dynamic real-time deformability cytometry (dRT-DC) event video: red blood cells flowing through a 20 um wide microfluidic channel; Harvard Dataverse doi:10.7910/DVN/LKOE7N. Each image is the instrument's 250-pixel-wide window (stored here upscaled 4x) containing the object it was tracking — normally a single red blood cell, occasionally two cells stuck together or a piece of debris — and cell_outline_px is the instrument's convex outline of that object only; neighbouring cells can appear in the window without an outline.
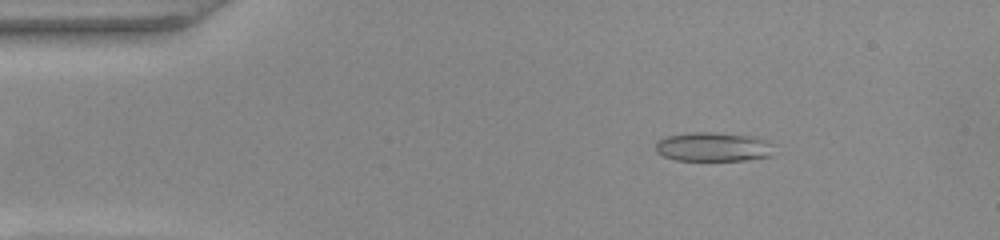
{"species": "common noctule bat (a hibernating species)", "species_latin": "Nyctalus noctula", "temperature_condition": "warm", "stored_images_in_passage": 46, "camera_frame_rate_fps": 3000, "um_per_image_px": 0.085, "animal": {"sex": "female", "body_mass_g": 22.0, "forearm_length_mm": 56.7}, "frame": {"image": 1, "passage_image": 4, "time_ms": 1.0, "image_size_px": [1000, 240], "cell_outline_px": [[776, 144], [772, 156], [744, 160], [676, 160], [664, 156], [656, 152], [656, 140], [664, 136], [692, 132], [712, 132], [756, 136], [768, 140]], "centroid_in_image_um": [60.68, 12.47], "position_along_channel_um": 24.3, "area_um2": 20.58}}
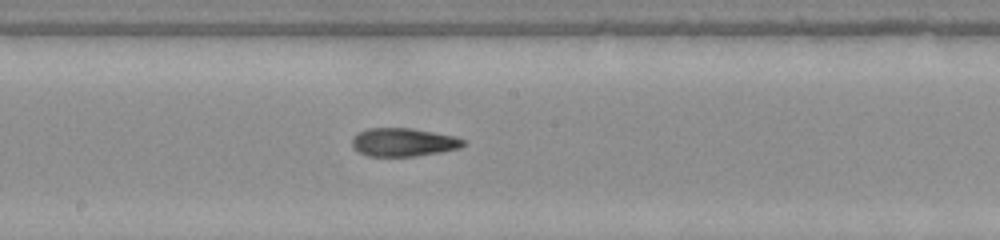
{"frame": {"image": 2, "passage_image": 23, "time_ms": 7.333, "image_size_px": [1000, 240], "cell_outline_px": [[464, 144], [460, 148], [440, 152], [416, 156], [368, 156], [356, 152], [352, 148], [352, 140], [360, 132], [368, 128], [412, 128], [456, 136], [464, 140]], "centroid_in_image_um": [34.28, 12.09], "position_along_channel_um": 213.9, "area_um2": 18.38}}
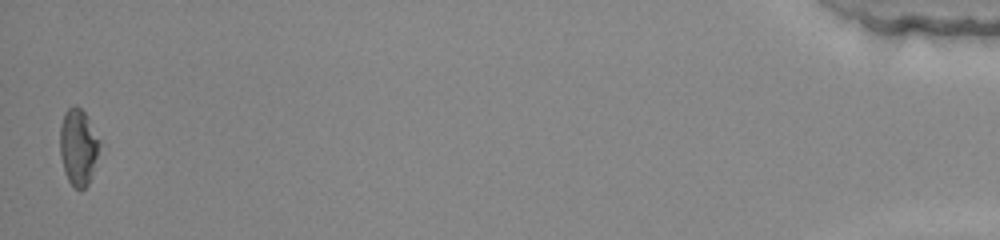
{"frame": {"image": 3, "passage_image": 46, "time_ms": 15.0, "image_size_px": [1000, 240], "cell_outline_px": [[100, 144], [92, 172], [88, 184], [80, 192], [68, 180], [64, 172], [60, 156], [60, 124], [64, 112], [72, 104], [76, 104], [84, 112], [100, 140]], "centroid_in_image_um": [6.62, 12.47], "position_along_channel_um": 428.6, "area_um2": 17.63}, "authors_computed_cell_mechanics": {"area_um2": 18.8428, "velocity_mm_per_s": 4.0675, "shape_relaxation_time_tau1_ms": null, "shape_relaxation_time_tau2_ms": 2.5498, "deformation_change_tau1": null, "deformation_change_tau2": 0.1025}}